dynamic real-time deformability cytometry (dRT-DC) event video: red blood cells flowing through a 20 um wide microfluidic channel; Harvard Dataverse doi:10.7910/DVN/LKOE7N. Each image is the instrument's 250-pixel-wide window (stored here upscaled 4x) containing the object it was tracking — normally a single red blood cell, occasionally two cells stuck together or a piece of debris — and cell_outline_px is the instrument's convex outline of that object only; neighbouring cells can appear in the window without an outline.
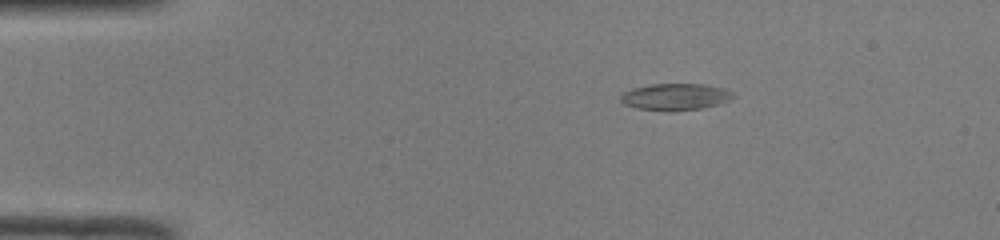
{"species": "common noctule bat (a hibernating species)", "species_latin": "Nyctalus noctula", "temperature_condition": "room temperature", "stored_images_in_passage": 45, "camera_frame_rate_fps": 3000, "um_per_image_px": 0.085, "animal": {"sex": "male", "body_mass_g": 19.0, "forearm_length_mm": 50.8}, "frame": {"image": 1, "passage_image": 4, "time_ms": 1.0, "image_size_px": [1000, 240], "cell_outline_px": [[736, 96], [728, 100], [716, 104], [700, 108], [672, 112], [668, 112], [636, 108], [624, 104], [620, 100], [620, 96], [624, 92], [632, 88], [652, 84], [704, 84], [724, 88], [732, 92]], "centroid_in_image_um": [57.37, 8.23], "position_along_channel_um": 27.6, "area_um2": 17.57}}
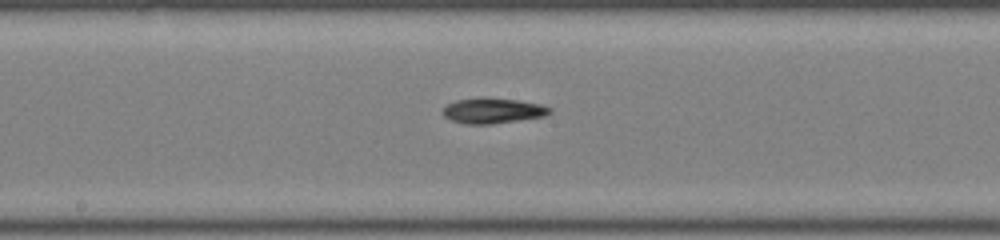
{"frame": {"image": 2, "passage_image": 22, "time_ms": 7.0, "image_size_px": [1000, 240], "cell_outline_px": [[552, 112], [544, 116], [492, 124], [464, 124], [452, 120], [444, 116], [444, 108], [448, 104], [456, 100], [516, 100], [540, 104], [552, 108]], "centroid_in_image_um": [41.93, 9.45], "position_along_channel_um": 206.3, "area_um2": 14.97}}
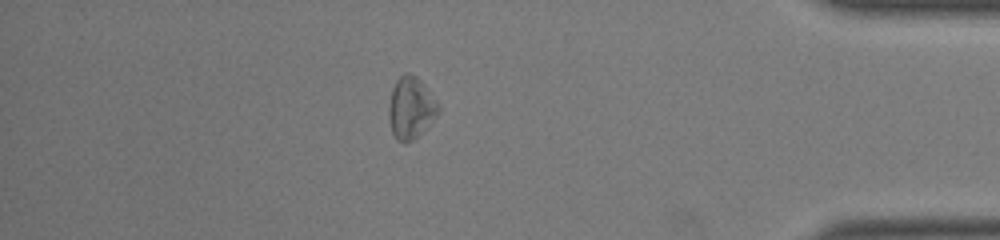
{"frame": {"image": 3, "passage_image": 39, "time_ms": 12.667, "image_size_px": [1000, 240], "cell_outline_px": [[440, 112], [412, 140], [404, 144], [396, 140], [392, 132], [388, 116], [388, 108], [392, 88], [396, 80], [404, 72], [408, 72], [416, 76], [424, 84], [440, 104]], "centroid_in_image_um": [34.91, 9.15], "position_along_channel_um": 400.3, "area_um2": 17.92}, "authors_computed_cell_mechanics": {"area_um2": 16.5886, "velocity_mm_per_s": 4.0486, "shape_relaxation_time_tau1_ms": 5.8313, "shape_relaxation_time_tau2_ms": 4.068, "deformation_change_tau1": 0.1539, "deformation_change_tau2": 0.1679}}